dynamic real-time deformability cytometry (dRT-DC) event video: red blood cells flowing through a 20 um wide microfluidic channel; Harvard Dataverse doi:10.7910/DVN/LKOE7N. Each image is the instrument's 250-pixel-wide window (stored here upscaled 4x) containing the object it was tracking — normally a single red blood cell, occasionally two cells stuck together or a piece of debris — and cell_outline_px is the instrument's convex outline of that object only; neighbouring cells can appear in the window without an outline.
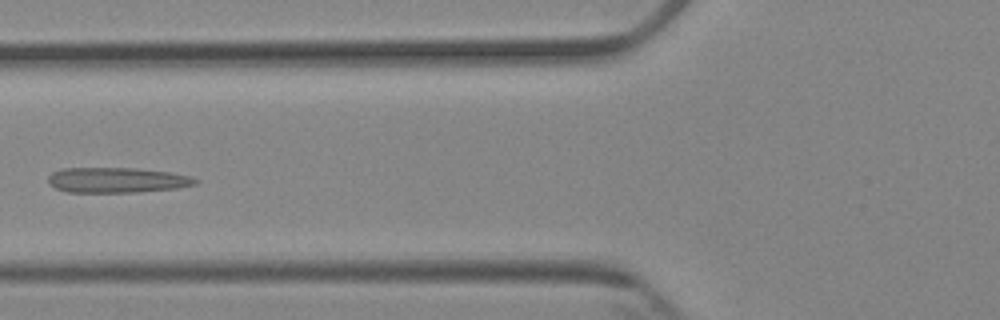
{"species": "Egyptian fruit bat (a non-hibernating species)", "species_latin": "Rousettus aegyptiacus", "temperature_condition": "cold", "stored_images_in_passage": 6, "camera_frame_rate_fps": 3000, "um_per_image_px": 0.085, "animal": {"sex": "female"}, "frame": {"image": 1, "passage_image": 6, "time_ms": 5.667, "image_size_px": [1000, 320], "cell_outline_px": [[200, 180], [196, 184], [176, 188], [136, 192], [68, 192], [56, 188], [48, 184], [48, 176], [52, 172], [60, 168], [136, 168], [168, 172], [192, 176]], "centroid_in_image_um": [9.92, 15.3], "position_along_channel_um": 115.9, "area_um2": 21.73}}